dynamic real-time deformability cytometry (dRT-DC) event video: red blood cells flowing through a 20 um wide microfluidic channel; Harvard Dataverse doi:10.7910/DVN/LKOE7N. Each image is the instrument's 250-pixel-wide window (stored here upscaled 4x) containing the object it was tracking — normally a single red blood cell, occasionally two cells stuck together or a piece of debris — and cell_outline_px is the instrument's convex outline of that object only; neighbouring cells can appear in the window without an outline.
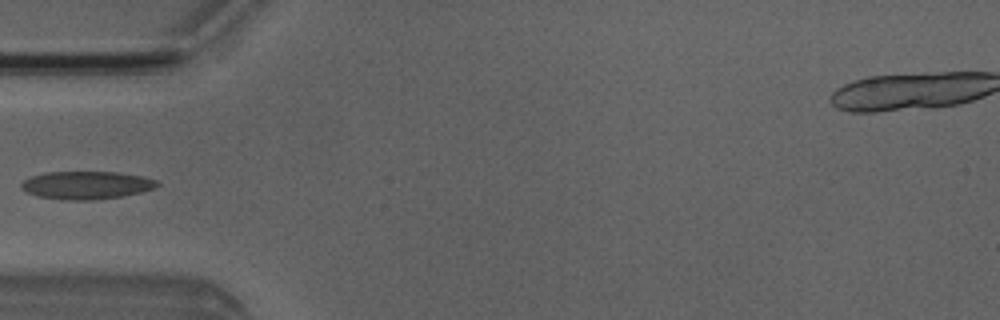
{"species": "Egyptian fruit bat (a non-hibernating species)", "species_latin": "Rousettus aegyptiacus", "temperature_condition": "room temperature", "stored_images_in_passage": 6, "camera_frame_rate_fps": 3000, "um_per_image_px": 0.085, "animal": {"sex": "male"}, "frame": {"image": 1, "passage_image": 5, "time_ms": 4.667, "image_size_px": [1000, 320], "cell_outline_px": [[160, 184], [156, 188], [124, 196], [92, 200], [64, 200], [36, 196], [20, 188], [20, 184], [24, 180], [32, 176], [48, 172], [116, 172], [140, 176], [156, 180]], "centroid_in_image_um": [7.34, 15.75], "position_along_channel_um": 77.7, "area_um2": 22.08}}